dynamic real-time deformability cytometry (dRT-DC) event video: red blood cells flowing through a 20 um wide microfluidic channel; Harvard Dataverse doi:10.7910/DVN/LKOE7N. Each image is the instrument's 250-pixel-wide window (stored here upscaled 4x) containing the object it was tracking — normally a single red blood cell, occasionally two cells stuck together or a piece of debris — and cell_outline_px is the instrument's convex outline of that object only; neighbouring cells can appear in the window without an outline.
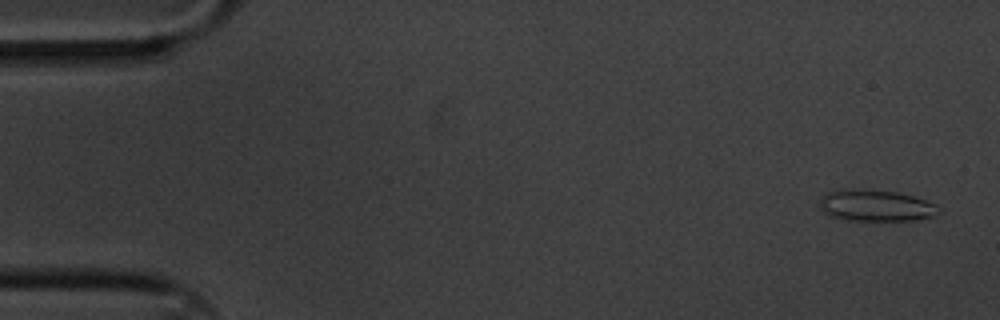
{"species": "common noctule bat (a hibernating species)", "species_latin": "Nyctalus noctula", "temperature_condition": "cold", "stored_images_in_passage": 6, "camera_frame_rate_fps": 3000, "um_per_image_px": 0.085, "animal": {"sex": "male", "body_mass_g": 20.1, "forearm_length_mm": 53.5}, "frame": {"image": 1, "passage_image": 1, "time_ms": 0.0, "image_size_px": [1000, 320], "cell_outline_px": [[944, 212], [932, 216], [916, 220], [848, 220], [832, 216], [824, 212], [820, 208], [820, 196], [828, 192], [848, 188], [860, 188], [896, 192], [912, 196], [936, 204]], "centroid_in_image_um": [74.45, 17.46], "position_along_channel_um": 10.5, "area_um2": 21.96}}
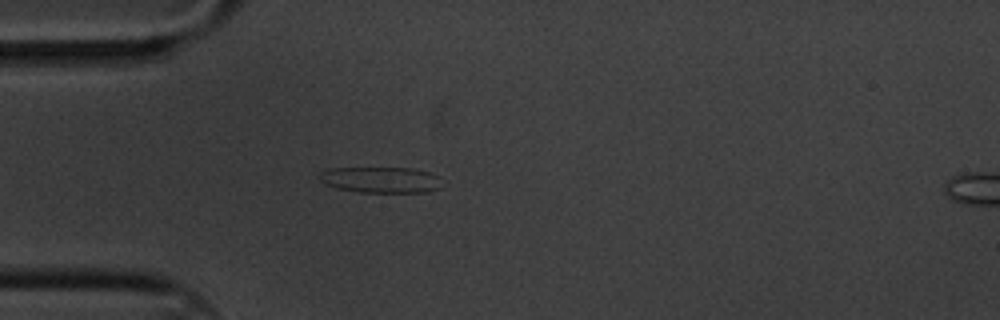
{"frame": {"image": 2, "passage_image": 5, "time_ms": 1.333, "image_size_px": [1000, 320], "cell_outline_px": [[440, 188], [428, 192], [360, 192], [336, 188], [324, 184], [320, 180], [320, 172], [332, 168], [412, 168], [432, 172], [436, 176]], "centroid_in_image_um": [32.34, 15.28], "position_along_channel_um": 52.7, "area_um2": 18.44}}